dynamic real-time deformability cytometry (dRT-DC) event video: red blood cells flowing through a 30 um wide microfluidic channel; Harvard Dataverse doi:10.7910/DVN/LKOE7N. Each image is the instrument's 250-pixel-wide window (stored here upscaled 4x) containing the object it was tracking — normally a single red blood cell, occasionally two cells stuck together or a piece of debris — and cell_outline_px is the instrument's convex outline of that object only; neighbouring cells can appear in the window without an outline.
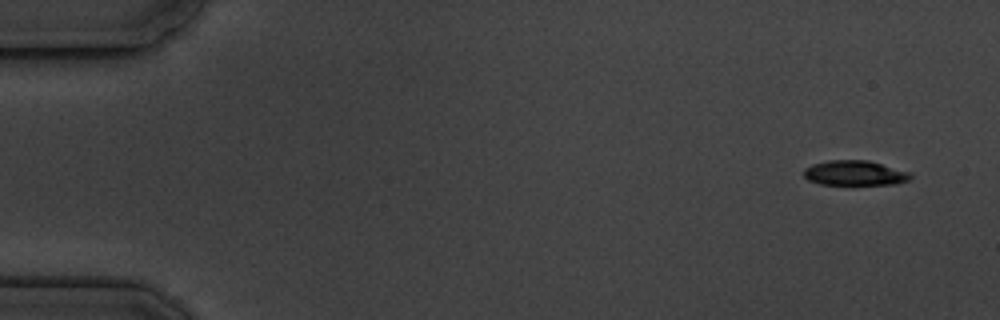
{"species": "common noctule bat (a hibernating species)", "species_latin": "Nyctalus noctula", "temperature_condition": "cold", "stored_images_in_passage": 4, "camera_frame_rate_fps": 3000, "um_per_image_px": 0.085, "animal": {"sex": "male", "body_mass_g": 19.5, "forearm_length_mm": 54.6}, "frame": {"image": 1, "passage_image": 1, "time_ms": 0.0, "image_size_px": [1000, 320], "cell_outline_px": [[912, 176], [908, 180], [896, 184], [820, 184], [808, 180], [804, 176], [804, 168], [812, 164], [828, 160], [868, 160], [912, 172]], "centroid_in_image_um": [72.67, 14.7], "position_along_channel_um": 12.3, "area_um2": 15.55}}
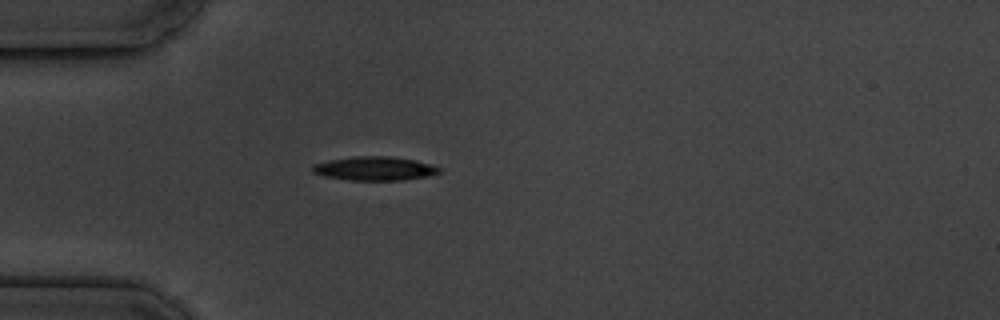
{"frame": {"image": 2, "passage_image": 4, "time_ms": 4.333, "image_size_px": [1000, 320], "cell_outline_px": [[444, 168], [440, 172], [432, 176], [400, 180], [348, 180], [324, 176], [312, 172], [312, 164], [328, 160], [352, 156], [392, 156], [416, 160]], "centroid_in_image_um": [31.87, 14.32], "position_along_channel_um": 53.1, "area_um2": 17.92}}